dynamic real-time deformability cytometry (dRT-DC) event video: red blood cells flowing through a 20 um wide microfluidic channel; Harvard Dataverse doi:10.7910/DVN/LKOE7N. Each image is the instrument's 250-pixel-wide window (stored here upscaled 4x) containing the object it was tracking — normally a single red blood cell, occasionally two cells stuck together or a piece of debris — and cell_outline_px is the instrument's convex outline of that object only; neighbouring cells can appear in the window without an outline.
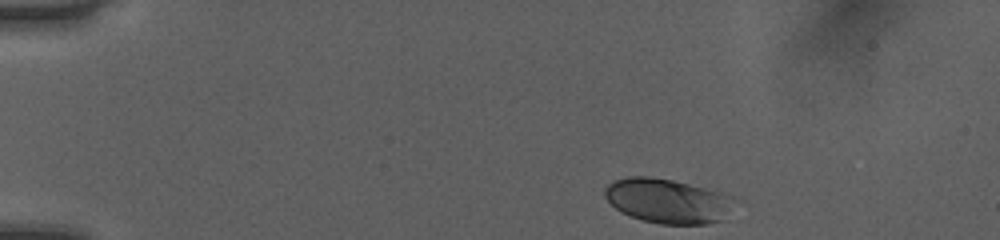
{"species": "human", "species_latin": "Homo sapiens", "temperature_condition": "room temperature", "stored_images_in_passage": 43, "camera_frame_rate_fps": 3000, "um_per_image_px": 0.085, "donor": {"sex": "female"}, "frame": {"image": 1, "passage_image": 1, "time_ms": 0.0, "image_size_px": [1000, 240], "cell_outline_px": [[740, 200], [720, 220], [708, 224], [660, 224], [644, 220], [620, 212], [604, 196], [604, 188], [608, 184], [616, 180], [628, 176], [652, 176], [672, 180], [720, 192], [732, 196]], "centroid_in_image_um": [56.77, 17.07], "position_along_channel_um": 28.2, "area_um2": 33.64}}
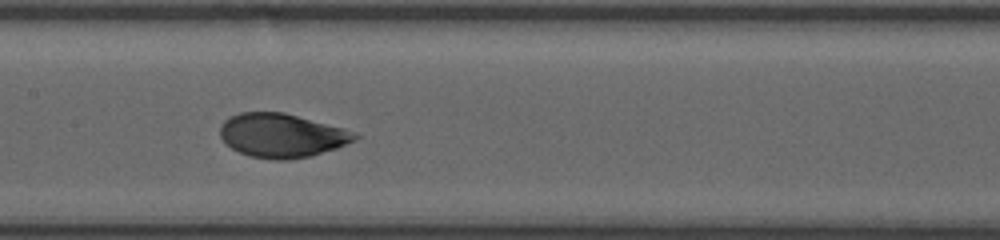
{"frame": {"image": 2, "passage_image": 19, "time_ms": 6.0, "image_size_px": [1000, 240], "cell_outline_px": [[360, 136], [356, 140], [336, 148], [312, 156], [288, 160], [276, 160], [248, 156], [232, 148], [220, 136], [220, 128], [224, 120], [240, 112], [284, 112], [344, 128]], "centroid_in_image_um": [23.96, 11.52], "position_along_channel_um": 183.4, "area_um2": 34.39}}
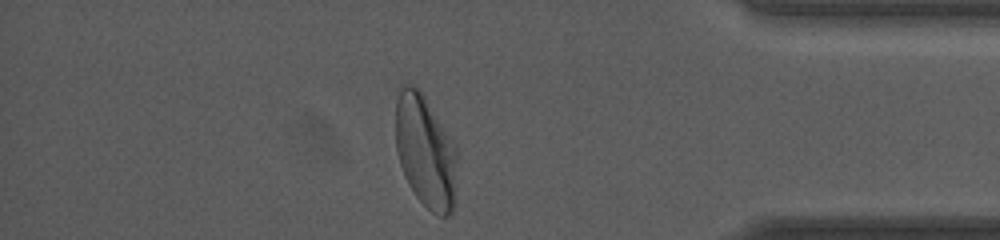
{"frame": {"image": 3, "passage_image": 37, "time_ms": 12.0, "image_size_px": [1000, 240], "cell_outline_px": [[456, 200], [452, 216], [440, 216], [432, 212], [416, 196], [408, 184], [404, 176], [396, 152], [396, 100], [400, 88], [404, 84], [416, 84], [420, 88], [452, 136], [456, 144]], "centroid_in_image_um": [36.19, 12.85], "position_along_channel_um": 399.0, "area_um2": 41.44}, "authors_computed_cell_mechanics": {"area_um2": 34.68, "velocity_mm_per_s": 4.0122, "shape_relaxation_time_tau1_ms": 2.2421, "shape_relaxation_time_tau2_ms": null, "deformation_change_tau1": 0.1286, "deformation_change_tau2": null}}